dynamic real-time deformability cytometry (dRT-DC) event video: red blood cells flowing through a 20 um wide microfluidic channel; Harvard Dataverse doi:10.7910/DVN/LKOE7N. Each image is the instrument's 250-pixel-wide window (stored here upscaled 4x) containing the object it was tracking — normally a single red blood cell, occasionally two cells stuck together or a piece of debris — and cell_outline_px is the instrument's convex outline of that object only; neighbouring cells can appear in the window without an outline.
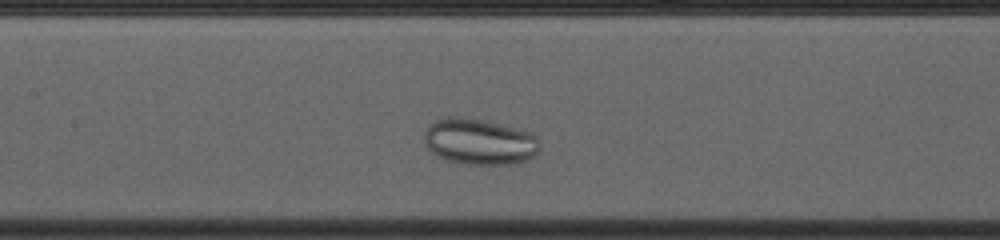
{"species": "common noctule bat (a hibernating species)", "species_latin": "Nyctalus noctula", "temperature_condition": "cold", "stored_images_in_passage": 33, "camera_frame_rate_fps": 3000, "um_per_image_px": 0.085, "animal": {"sex": "female", "body_mass_g": 23.0, "forearm_length_mm": 53.4}, "frame": {"image": 1, "passage_image": 14, "time_ms": 4.333, "image_size_px": [1000, 240], "cell_outline_px": [[540, 152], [528, 160], [512, 164], [468, 164], [448, 160], [432, 152], [424, 144], [424, 132], [436, 120], [448, 116], [464, 116], [528, 132], [536, 136], [540, 140]], "centroid_in_image_um": [40.77, 12.05], "position_along_channel_um": 166.6, "area_um2": 30.75}}
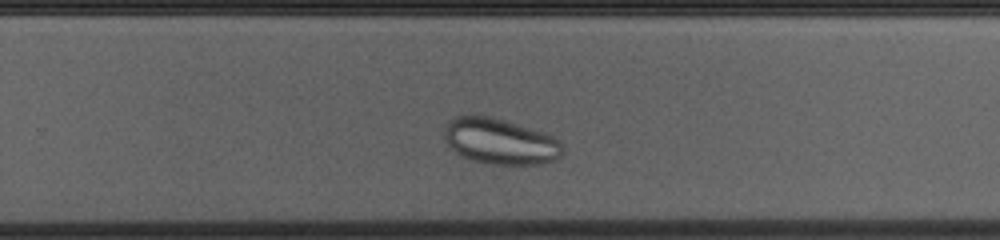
{"frame": {"image": 2, "passage_image": 24, "time_ms": 7.667, "image_size_px": [1000, 240], "cell_outline_px": [[564, 152], [556, 160], [536, 164], [488, 164], [472, 160], [460, 156], [444, 140], [444, 128], [448, 120], [452, 116], [460, 112], [492, 116], [544, 132], [552, 136], [564, 144]], "centroid_in_image_um": [42.46, 11.97], "position_along_channel_um": 287.3, "area_um2": 32.43}}
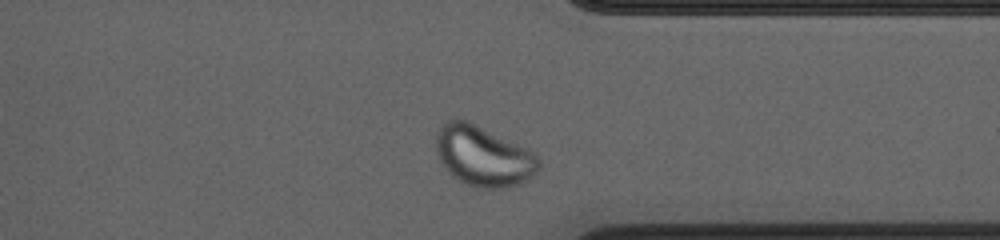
{"frame": {"image": 3, "passage_image": 31, "time_ms": 10.0, "image_size_px": [1000, 240], "cell_outline_px": [[540, 168], [528, 180], [520, 184], [504, 188], [472, 188], [452, 176], [448, 172], [440, 160], [436, 152], [436, 132], [452, 116], [456, 116], [468, 120], [532, 152], [540, 160]], "centroid_in_image_um": [41.04, 13.27], "position_along_channel_um": 370.4, "area_um2": 36.18}}